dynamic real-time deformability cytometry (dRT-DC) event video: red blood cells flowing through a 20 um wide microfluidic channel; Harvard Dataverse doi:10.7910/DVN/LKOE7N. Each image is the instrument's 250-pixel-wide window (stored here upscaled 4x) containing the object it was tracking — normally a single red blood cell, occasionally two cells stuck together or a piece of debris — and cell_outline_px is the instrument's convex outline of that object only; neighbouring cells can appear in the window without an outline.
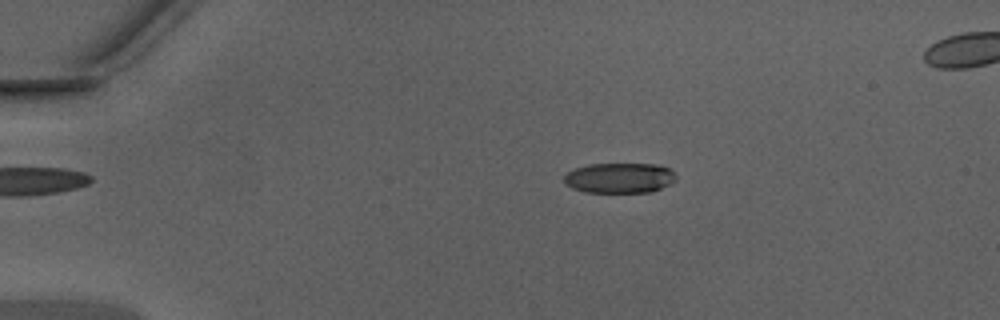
{"species": "Egyptian fruit bat (a non-hibernating species)", "species_latin": "Rousettus aegyptiacus", "temperature_condition": "warm", "stored_images_in_passage": 48, "camera_frame_rate_fps": 3000, "um_per_image_px": 0.085, "animal": {"sex": "male"}, "frame": {"image": 1, "passage_image": 10, "time_ms": 3.0, "image_size_px": [1000, 320], "cell_outline_px": [[676, 180], [672, 184], [652, 192], [584, 192], [572, 188], [564, 184], [564, 176], [568, 172], [576, 168], [588, 164], [660, 164], [676, 172]], "centroid_in_image_um": [52.7, 15.12], "position_along_channel_um": 32.3, "area_um2": 20.0}}
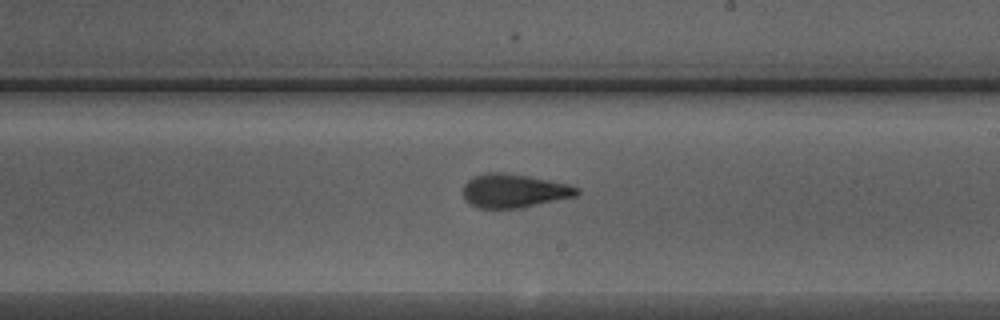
{"frame": {"image": 2, "passage_image": 29, "time_ms": 9.333, "image_size_px": [1000, 320], "cell_outline_px": [[580, 192], [576, 196], [520, 208], [476, 208], [464, 200], [464, 184], [468, 180], [476, 176], [488, 172], [504, 172], [528, 176], [568, 184], [580, 188]], "centroid_in_image_um": [43.69, 16.22], "position_along_channel_um": 245.3, "area_um2": 22.31}}
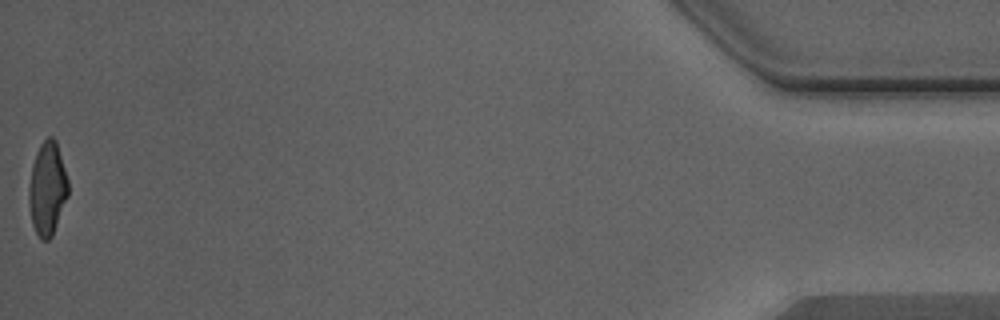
{"frame": {"image": 3, "passage_image": 48, "time_ms": 15.667, "image_size_px": [1000, 320], "cell_outline_px": [[68, 196], [52, 236], [48, 240], [40, 240], [32, 224], [28, 200], [28, 188], [32, 164], [36, 152], [40, 144], [48, 136], [52, 136], [56, 140], [68, 180]], "centroid_in_image_um": [4.01, 16.03], "position_along_channel_um": 431.2, "area_um2": 21.44}, "authors_computed_cell_mechanics": {"area_um2": 21.8773, "velocity_mm_per_s": 4.3868, "shape_relaxation_time_tau1_ms": 5.438, "shape_relaxation_time_tau2_ms": 1.3129, "deformation_change_tau1": 0.2182, "deformation_change_tau2": 0.0971}}